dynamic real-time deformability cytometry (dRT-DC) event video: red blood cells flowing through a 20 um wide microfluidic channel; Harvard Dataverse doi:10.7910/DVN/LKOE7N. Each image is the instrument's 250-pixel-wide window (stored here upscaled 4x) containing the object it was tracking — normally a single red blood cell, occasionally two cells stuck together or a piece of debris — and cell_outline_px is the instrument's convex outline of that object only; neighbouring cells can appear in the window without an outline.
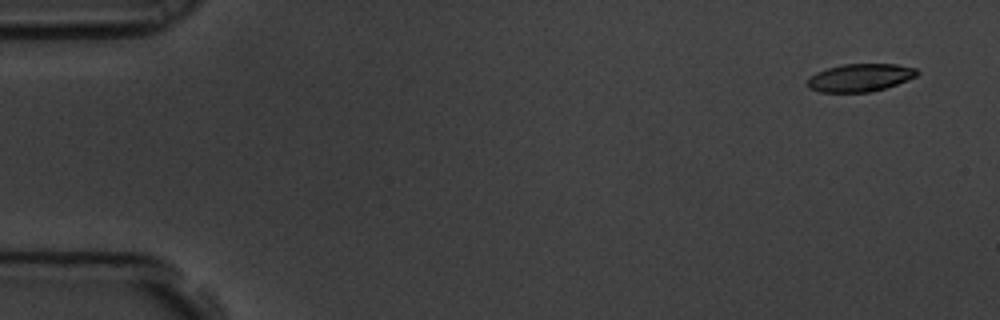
{"species": "common noctule bat (a hibernating species)", "species_latin": "Nyctalus noctula", "temperature_condition": "room temperature", "stored_images_in_passage": 5, "camera_frame_rate_fps": 3000, "um_per_image_px": 0.085, "animal": {"sex": "male", "body_mass_g": 19.5, "forearm_length_mm": 54.6}, "frame": {"image": 1, "passage_image": 1, "time_ms": 0.0, "image_size_px": [1000, 320], "cell_outline_px": [[920, 72], [916, 76], [908, 80], [872, 92], [820, 92], [808, 88], [808, 76], [816, 72], [840, 64], [896, 64], [916, 68]], "centroid_in_image_um": [73.09, 6.59], "position_along_channel_um": 11.9, "area_um2": 17.86}}